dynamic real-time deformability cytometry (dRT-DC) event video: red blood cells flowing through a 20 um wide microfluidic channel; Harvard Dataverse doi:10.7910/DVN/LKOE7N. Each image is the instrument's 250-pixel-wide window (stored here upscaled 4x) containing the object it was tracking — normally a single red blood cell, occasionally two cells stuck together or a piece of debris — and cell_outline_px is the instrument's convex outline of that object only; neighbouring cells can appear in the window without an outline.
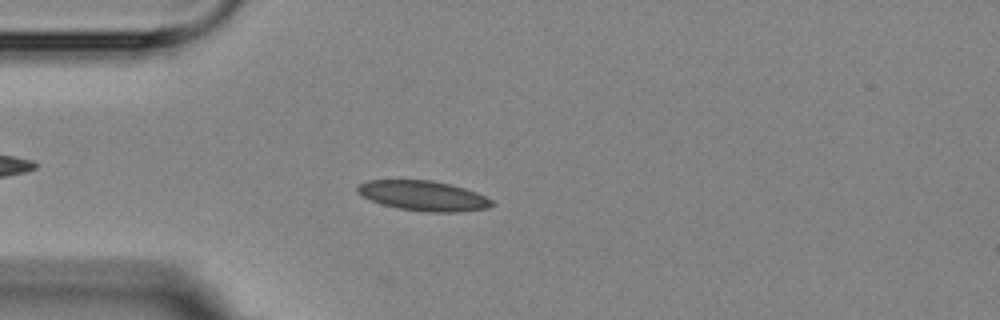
{"species": "Egyptian fruit bat (a non-hibernating species)", "species_latin": "Rousettus aegyptiacus", "temperature_condition": "room temperature", "stored_images_in_passage": 3, "camera_frame_rate_fps": 3000, "um_per_image_px": 0.085, "animal": {"sex": "female"}, "frame": {"image": 1, "passage_image": 3, "time_ms": 3.0, "image_size_px": [1000, 320], "cell_outline_px": [[496, 204], [488, 208], [456, 212], [424, 212], [396, 208], [372, 200], [356, 192], [356, 188], [360, 184], [368, 180], [432, 180], [452, 184], [476, 192], [492, 200]], "centroid_in_image_um": [36.01, 16.64], "position_along_channel_um": 49.0, "area_um2": 23.47}}